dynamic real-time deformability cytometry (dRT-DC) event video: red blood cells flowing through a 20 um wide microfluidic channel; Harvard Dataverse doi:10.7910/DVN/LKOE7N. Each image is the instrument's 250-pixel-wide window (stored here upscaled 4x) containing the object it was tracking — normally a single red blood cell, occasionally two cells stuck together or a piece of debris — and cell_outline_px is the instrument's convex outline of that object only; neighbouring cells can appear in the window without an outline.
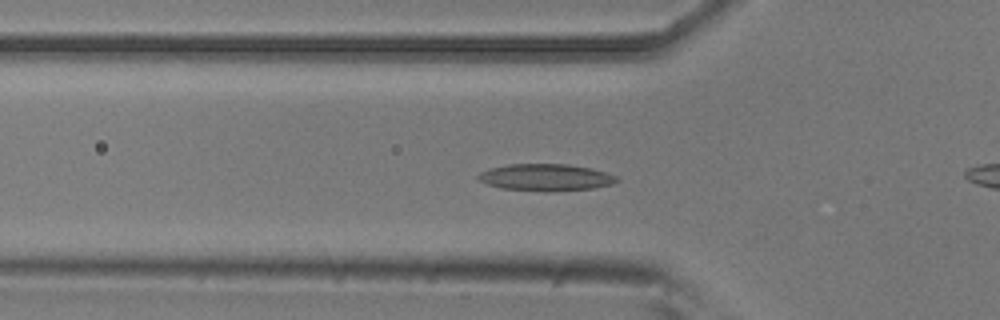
{"species": "common noctule bat (a hibernating species)", "species_latin": "Nyctalus noctula", "temperature_condition": "room temperature", "stored_images_in_passage": 55, "camera_frame_rate_fps": 3000, "um_per_image_px": 0.085, "animal": {"sex": "male", "body_mass_g": 20.5, "forearm_length_mm": 52.5}, "frame": {"image": 1, "passage_image": 18, "time_ms": 5.667, "image_size_px": [1000, 320], "cell_outline_px": [[620, 180], [612, 184], [596, 188], [500, 188], [488, 184], [480, 180], [476, 176], [480, 172], [488, 168], [508, 164], [568, 164], [592, 168], [616, 176]], "centroid_in_image_um": [46.38, 15.01], "position_along_channel_um": 79.4, "area_um2": 20.52}}
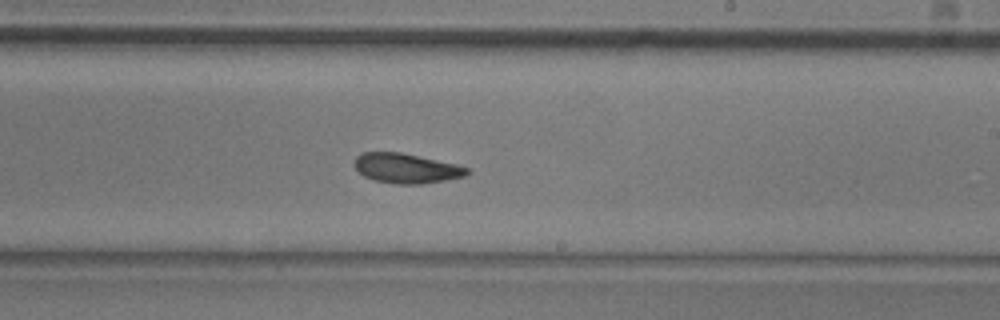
{"frame": {"image": 2, "passage_image": 32, "time_ms": 10.333, "image_size_px": [1000, 320], "cell_outline_px": [[472, 172], [464, 176], [444, 180], [420, 184], [392, 184], [376, 180], [364, 176], [352, 164], [356, 156], [360, 152], [400, 152], [456, 164], [468, 168]], "centroid_in_image_um": [34.5, 14.3], "position_along_channel_um": 254.5, "area_um2": 19.54}}
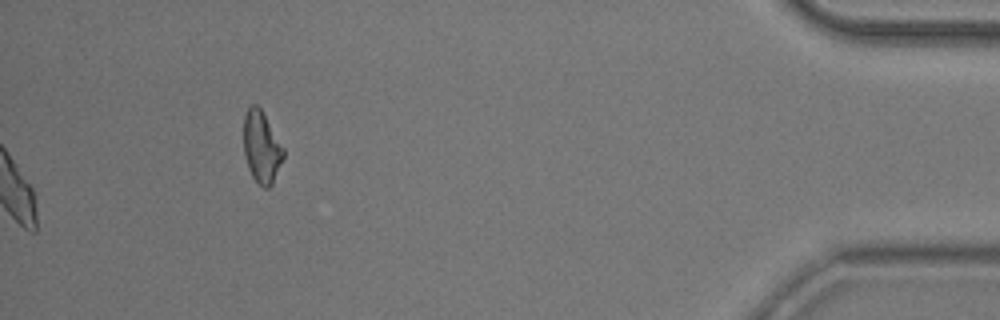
{"frame": {"image": 3, "passage_image": 55, "time_ms": 18.0, "image_size_px": [1000, 320], "cell_outline_px": [[284, 156], [272, 184], [268, 188], [264, 188], [252, 176], [248, 168], [244, 152], [244, 116], [248, 108], [252, 104], [256, 104], [260, 108], [284, 148]], "centroid_in_image_um": [22.23, 12.5], "position_along_channel_um": 413.0, "area_um2": 16.36}, "authors_computed_cell_mechanics": {"area_um2": 19.8832, "velocity_mm_per_s": 3.7405, "shape_relaxation_time_tau1_ms": 2.6584, "shape_relaxation_time_tau2_ms": 4.2214, "deformation_change_tau1": 0.115, "deformation_change_tau2": 0.0907}}